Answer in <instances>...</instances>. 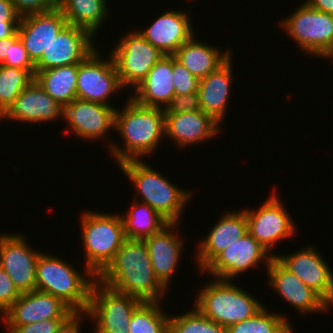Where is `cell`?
Instances as JSON below:
<instances>
[{
  "mask_svg": "<svg viewBox=\"0 0 333 333\" xmlns=\"http://www.w3.org/2000/svg\"><path fill=\"white\" fill-rule=\"evenodd\" d=\"M97 279L142 302H162L169 290L156 277L146 243L139 239H126Z\"/></svg>",
  "mask_w": 333,
  "mask_h": 333,
  "instance_id": "obj_1",
  "label": "cell"
},
{
  "mask_svg": "<svg viewBox=\"0 0 333 333\" xmlns=\"http://www.w3.org/2000/svg\"><path fill=\"white\" fill-rule=\"evenodd\" d=\"M124 108H116L115 129L123 140L122 147L110 141L108 151L117 164L128 160H142L157 152L165 137L164 109L144 106L130 97ZM121 109V110H120Z\"/></svg>",
  "mask_w": 333,
  "mask_h": 333,
  "instance_id": "obj_2",
  "label": "cell"
},
{
  "mask_svg": "<svg viewBox=\"0 0 333 333\" xmlns=\"http://www.w3.org/2000/svg\"><path fill=\"white\" fill-rule=\"evenodd\" d=\"M147 164L144 159L128 160L118 167L132 182L130 184L135 187L137 195L142 197V203L152 207L168 223H180L185 205L192 198V190L179 188Z\"/></svg>",
  "mask_w": 333,
  "mask_h": 333,
  "instance_id": "obj_3",
  "label": "cell"
},
{
  "mask_svg": "<svg viewBox=\"0 0 333 333\" xmlns=\"http://www.w3.org/2000/svg\"><path fill=\"white\" fill-rule=\"evenodd\" d=\"M57 255L41 253L37 260L36 290L60 298L74 312H86L97 278L87 267L81 272Z\"/></svg>",
  "mask_w": 333,
  "mask_h": 333,
  "instance_id": "obj_4",
  "label": "cell"
},
{
  "mask_svg": "<svg viewBox=\"0 0 333 333\" xmlns=\"http://www.w3.org/2000/svg\"><path fill=\"white\" fill-rule=\"evenodd\" d=\"M206 283L192 305L225 328L253 317L265 305L232 280L215 278Z\"/></svg>",
  "mask_w": 333,
  "mask_h": 333,
  "instance_id": "obj_5",
  "label": "cell"
},
{
  "mask_svg": "<svg viewBox=\"0 0 333 333\" xmlns=\"http://www.w3.org/2000/svg\"><path fill=\"white\" fill-rule=\"evenodd\" d=\"M80 217L85 266L97 277L126 240L121 214L83 211Z\"/></svg>",
  "mask_w": 333,
  "mask_h": 333,
  "instance_id": "obj_6",
  "label": "cell"
},
{
  "mask_svg": "<svg viewBox=\"0 0 333 333\" xmlns=\"http://www.w3.org/2000/svg\"><path fill=\"white\" fill-rule=\"evenodd\" d=\"M281 21L280 28L308 57L327 59L333 54V15L315 10L304 1Z\"/></svg>",
  "mask_w": 333,
  "mask_h": 333,
  "instance_id": "obj_7",
  "label": "cell"
},
{
  "mask_svg": "<svg viewBox=\"0 0 333 333\" xmlns=\"http://www.w3.org/2000/svg\"><path fill=\"white\" fill-rule=\"evenodd\" d=\"M141 303V300L119 292L96 278L86 311L89 320L96 325L93 333H129L132 314Z\"/></svg>",
  "mask_w": 333,
  "mask_h": 333,
  "instance_id": "obj_8",
  "label": "cell"
},
{
  "mask_svg": "<svg viewBox=\"0 0 333 333\" xmlns=\"http://www.w3.org/2000/svg\"><path fill=\"white\" fill-rule=\"evenodd\" d=\"M122 37L111 48L110 55L123 88L135 89L164 54L147 42L137 29Z\"/></svg>",
  "mask_w": 333,
  "mask_h": 333,
  "instance_id": "obj_9",
  "label": "cell"
},
{
  "mask_svg": "<svg viewBox=\"0 0 333 333\" xmlns=\"http://www.w3.org/2000/svg\"><path fill=\"white\" fill-rule=\"evenodd\" d=\"M257 209L245 210L248 232L273 256L277 244L293 237L296 224L276 191ZM278 196V197H277ZM273 249V250H272ZM273 253V254H272Z\"/></svg>",
  "mask_w": 333,
  "mask_h": 333,
  "instance_id": "obj_10",
  "label": "cell"
},
{
  "mask_svg": "<svg viewBox=\"0 0 333 333\" xmlns=\"http://www.w3.org/2000/svg\"><path fill=\"white\" fill-rule=\"evenodd\" d=\"M99 54L101 51L96 48L78 64L77 98L114 106L108 101L124 88L112 56L109 54L108 59H102L104 57Z\"/></svg>",
  "mask_w": 333,
  "mask_h": 333,
  "instance_id": "obj_11",
  "label": "cell"
},
{
  "mask_svg": "<svg viewBox=\"0 0 333 333\" xmlns=\"http://www.w3.org/2000/svg\"><path fill=\"white\" fill-rule=\"evenodd\" d=\"M273 256L249 233L221 251L202 271L214 279L236 280L248 269L261 267L265 271ZM260 264V265H259Z\"/></svg>",
  "mask_w": 333,
  "mask_h": 333,
  "instance_id": "obj_12",
  "label": "cell"
},
{
  "mask_svg": "<svg viewBox=\"0 0 333 333\" xmlns=\"http://www.w3.org/2000/svg\"><path fill=\"white\" fill-rule=\"evenodd\" d=\"M20 233L0 234V266L20 293L36 290L37 260L34 250Z\"/></svg>",
  "mask_w": 333,
  "mask_h": 333,
  "instance_id": "obj_13",
  "label": "cell"
},
{
  "mask_svg": "<svg viewBox=\"0 0 333 333\" xmlns=\"http://www.w3.org/2000/svg\"><path fill=\"white\" fill-rule=\"evenodd\" d=\"M315 246L308 245L289 255L275 258L306 286L318 293L331 307L333 306V271Z\"/></svg>",
  "mask_w": 333,
  "mask_h": 333,
  "instance_id": "obj_14",
  "label": "cell"
},
{
  "mask_svg": "<svg viewBox=\"0 0 333 333\" xmlns=\"http://www.w3.org/2000/svg\"><path fill=\"white\" fill-rule=\"evenodd\" d=\"M94 43L95 37L89 31L67 24L35 63V71L79 64L96 49Z\"/></svg>",
  "mask_w": 333,
  "mask_h": 333,
  "instance_id": "obj_15",
  "label": "cell"
},
{
  "mask_svg": "<svg viewBox=\"0 0 333 333\" xmlns=\"http://www.w3.org/2000/svg\"><path fill=\"white\" fill-rule=\"evenodd\" d=\"M115 106L75 98L63 107V120L69 131L84 141L100 140L115 129Z\"/></svg>",
  "mask_w": 333,
  "mask_h": 333,
  "instance_id": "obj_16",
  "label": "cell"
},
{
  "mask_svg": "<svg viewBox=\"0 0 333 333\" xmlns=\"http://www.w3.org/2000/svg\"><path fill=\"white\" fill-rule=\"evenodd\" d=\"M73 313L60 298L33 290L21 293L0 317L5 326H21L48 319H67Z\"/></svg>",
  "mask_w": 333,
  "mask_h": 333,
  "instance_id": "obj_17",
  "label": "cell"
},
{
  "mask_svg": "<svg viewBox=\"0 0 333 333\" xmlns=\"http://www.w3.org/2000/svg\"><path fill=\"white\" fill-rule=\"evenodd\" d=\"M268 284L290 307L303 315L328 312L330 305L273 257L266 269Z\"/></svg>",
  "mask_w": 333,
  "mask_h": 333,
  "instance_id": "obj_18",
  "label": "cell"
},
{
  "mask_svg": "<svg viewBox=\"0 0 333 333\" xmlns=\"http://www.w3.org/2000/svg\"><path fill=\"white\" fill-rule=\"evenodd\" d=\"M180 223H167L157 233L144 238L156 277L168 289L179 266L184 238L178 235ZM175 229V230H174Z\"/></svg>",
  "mask_w": 333,
  "mask_h": 333,
  "instance_id": "obj_19",
  "label": "cell"
},
{
  "mask_svg": "<svg viewBox=\"0 0 333 333\" xmlns=\"http://www.w3.org/2000/svg\"><path fill=\"white\" fill-rule=\"evenodd\" d=\"M60 117V118H59ZM63 119V107L33 80L15 99L0 120L45 123Z\"/></svg>",
  "mask_w": 333,
  "mask_h": 333,
  "instance_id": "obj_20",
  "label": "cell"
},
{
  "mask_svg": "<svg viewBox=\"0 0 333 333\" xmlns=\"http://www.w3.org/2000/svg\"><path fill=\"white\" fill-rule=\"evenodd\" d=\"M184 11H166L146 28L137 30L141 36L164 55L174 53L195 33L190 14Z\"/></svg>",
  "mask_w": 333,
  "mask_h": 333,
  "instance_id": "obj_21",
  "label": "cell"
},
{
  "mask_svg": "<svg viewBox=\"0 0 333 333\" xmlns=\"http://www.w3.org/2000/svg\"><path fill=\"white\" fill-rule=\"evenodd\" d=\"M248 232L245 210L230 211L221 214L219 221L197 244L195 262L202 271L221 251L242 238Z\"/></svg>",
  "mask_w": 333,
  "mask_h": 333,
  "instance_id": "obj_22",
  "label": "cell"
},
{
  "mask_svg": "<svg viewBox=\"0 0 333 333\" xmlns=\"http://www.w3.org/2000/svg\"><path fill=\"white\" fill-rule=\"evenodd\" d=\"M67 24L59 8L21 17L17 34L34 64Z\"/></svg>",
  "mask_w": 333,
  "mask_h": 333,
  "instance_id": "obj_23",
  "label": "cell"
},
{
  "mask_svg": "<svg viewBox=\"0 0 333 333\" xmlns=\"http://www.w3.org/2000/svg\"><path fill=\"white\" fill-rule=\"evenodd\" d=\"M165 138L183 149L208 141L221 132V125L201 110L164 114Z\"/></svg>",
  "mask_w": 333,
  "mask_h": 333,
  "instance_id": "obj_24",
  "label": "cell"
},
{
  "mask_svg": "<svg viewBox=\"0 0 333 333\" xmlns=\"http://www.w3.org/2000/svg\"><path fill=\"white\" fill-rule=\"evenodd\" d=\"M230 57L218 69L212 71L199 81L198 95L203 113L211 116L220 125L225 119L230 89H232L233 70Z\"/></svg>",
  "mask_w": 333,
  "mask_h": 333,
  "instance_id": "obj_25",
  "label": "cell"
},
{
  "mask_svg": "<svg viewBox=\"0 0 333 333\" xmlns=\"http://www.w3.org/2000/svg\"><path fill=\"white\" fill-rule=\"evenodd\" d=\"M172 81V55H164L135 88L131 98L144 106L165 109L175 95Z\"/></svg>",
  "mask_w": 333,
  "mask_h": 333,
  "instance_id": "obj_26",
  "label": "cell"
},
{
  "mask_svg": "<svg viewBox=\"0 0 333 333\" xmlns=\"http://www.w3.org/2000/svg\"><path fill=\"white\" fill-rule=\"evenodd\" d=\"M195 38L196 35H193L173 56L199 80L233 57L231 49L221 51L217 46H210Z\"/></svg>",
  "mask_w": 333,
  "mask_h": 333,
  "instance_id": "obj_27",
  "label": "cell"
},
{
  "mask_svg": "<svg viewBox=\"0 0 333 333\" xmlns=\"http://www.w3.org/2000/svg\"><path fill=\"white\" fill-rule=\"evenodd\" d=\"M107 0H58L67 23L89 31L94 37L110 13Z\"/></svg>",
  "mask_w": 333,
  "mask_h": 333,
  "instance_id": "obj_28",
  "label": "cell"
},
{
  "mask_svg": "<svg viewBox=\"0 0 333 333\" xmlns=\"http://www.w3.org/2000/svg\"><path fill=\"white\" fill-rule=\"evenodd\" d=\"M78 64L36 72V82L62 107L77 98Z\"/></svg>",
  "mask_w": 333,
  "mask_h": 333,
  "instance_id": "obj_29",
  "label": "cell"
},
{
  "mask_svg": "<svg viewBox=\"0 0 333 333\" xmlns=\"http://www.w3.org/2000/svg\"><path fill=\"white\" fill-rule=\"evenodd\" d=\"M133 199L128 211L121 214L126 239L143 240L157 233L168 223L148 204L142 203L135 197Z\"/></svg>",
  "mask_w": 333,
  "mask_h": 333,
  "instance_id": "obj_30",
  "label": "cell"
},
{
  "mask_svg": "<svg viewBox=\"0 0 333 333\" xmlns=\"http://www.w3.org/2000/svg\"><path fill=\"white\" fill-rule=\"evenodd\" d=\"M162 302H142L133 312L129 333H169V313Z\"/></svg>",
  "mask_w": 333,
  "mask_h": 333,
  "instance_id": "obj_31",
  "label": "cell"
},
{
  "mask_svg": "<svg viewBox=\"0 0 333 333\" xmlns=\"http://www.w3.org/2000/svg\"><path fill=\"white\" fill-rule=\"evenodd\" d=\"M33 80L28 70L0 65V117Z\"/></svg>",
  "mask_w": 333,
  "mask_h": 333,
  "instance_id": "obj_32",
  "label": "cell"
},
{
  "mask_svg": "<svg viewBox=\"0 0 333 333\" xmlns=\"http://www.w3.org/2000/svg\"><path fill=\"white\" fill-rule=\"evenodd\" d=\"M291 322L281 313H270L267 307L253 317L226 328V333H281Z\"/></svg>",
  "mask_w": 333,
  "mask_h": 333,
  "instance_id": "obj_33",
  "label": "cell"
},
{
  "mask_svg": "<svg viewBox=\"0 0 333 333\" xmlns=\"http://www.w3.org/2000/svg\"><path fill=\"white\" fill-rule=\"evenodd\" d=\"M169 333H226V328L208 319L193 305L184 314L169 316Z\"/></svg>",
  "mask_w": 333,
  "mask_h": 333,
  "instance_id": "obj_34",
  "label": "cell"
},
{
  "mask_svg": "<svg viewBox=\"0 0 333 333\" xmlns=\"http://www.w3.org/2000/svg\"><path fill=\"white\" fill-rule=\"evenodd\" d=\"M3 65L28 70L34 76L36 74L35 64L29 58L27 50L19 39L18 34L8 37V54Z\"/></svg>",
  "mask_w": 333,
  "mask_h": 333,
  "instance_id": "obj_35",
  "label": "cell"
},
{
  "mask_svg": "<svg viewBox=\"0 0 333 333\" xmlns=\"http://www.w3.org/2000/svg\"><path fill=\"white\" fill-rule=\"evenodd\" d=\"M172 73L175 95L196 93L199 88V79L172 55Z\"/></svg>",
  "mask_w": 333,
  "mask_h": 333,
  "instance_id": "obj_36",
  "label": "cell"
},
{
  "mask_svg": "<svg viewBox=\"0 0 333 333\" xmlns=\"http://www.w3.org/2000/svg\"><path fill=\"white\" fill-rule=\"evenodd\" d=\"M201 110L198 92L174 95L171 102L164 109V114H178Z\"/></svg>",
  "mask_w": 333,
  "mask_h": 333,
  "instance_id": "obj_37",
  "label": "cell"
},
{
  "mask_svg": "<svg viewBox=\"0 0 333 333\" xmlns=\"http://www.w3.org/2000/svg\"><path fill=\"white\" fill-rule=\"evenodd\" d=\"M66 319H48L21 326H4L6 333H55Z\"/></svg>",
  "mask_w": 333,
  "mask_h": 333,
  "instance_id": "obj_38",
  "label": "cell"
},
{
  "mask_svg": "<svg viewBox=\"0 0 333 333\" xmlns=\"http://www.w3.org/2000/svg\"><path fill=\"white\" fill-rule=\"evenodd\" d=\"M21 293L17 290L11 278L0 266V316L19 298Z\"/></svg>",
  "mask_w": 333,
  "mask_h": 333,
  "instance_id": "obj_39",
  "label": "cell"
},
{
  "mask_svg": "<svg viewBox=\"0 0 333 333\" xmlns=\"http://www.w3.org/2000/svg\"><path fill=\"white\" fill-rule=\"evenodd\" d=\"M17 13L23 17L58 8V0H11Z\"/></svg>",
  "mask_w": 333,
  "mask_h": 333,
  "instance_id": "obj_40",
  "label": "cell"
},
{
  "mask_svg": "<svg viewBox=\"0 0 333 333\" xmlns=\"http://www.w3.org/2000/svg\"><path fill=\"white\" fill-rule=\"evenodd\" d=\"M85 316L86 318L89 317L87 312H74L60 325L55 333H81V323H84Z\"/></svg>",
  "mask_w": 333,
  "mask_h": 333,
  "instance_id": "obj_41",
  "label": "cell"
},
{
  "mask_svg": "<svg viewBox=\"0 0 333 333\" xmlns=\"http://www.w3.org/2000/svg\"><path fill=\"white\" fill-rule=\"evenodd\" d=\"M20 19L11 0H0V22H20Z\"/></svg>",
  "mask_w": 333,
  "mask_h": 333,
  "instance_id": "obj_42",
  "label": "cell"
},
{
  "mask_svg": "<svg viewBox=\"0 0 333 333\" xmlns=\"http://www.w3.org/2000/svg\"><path fill=\"white\" fill-rule=\"evenodd\" d=\"M313 9L333 15V0H305Z\"/></svg>",
  "mask_w": 333,
  "mask_h": 333,
  "instance_id": "obj_43",
  "label": "cell"
},
{
  "mask_svg": "<svg viewBox=\"0 0 333 333\" xmlns=\"http://www.w3.org/2000/svg\"><path fill=\"white\" fill-rule=\"evenodd\" d=\"M19 22H0V39L17 34Z\"/></svg>",
  "mask_w": 333,
  "mask_h": 333,
  "instance_id": "obj_44",
  "label": "cell"
},
{
  "mask_svg": "<svg viewBox=\"0 0 333 333\" xmlns=\"http://www.w3.org/2000/svg\"><path fill=\"white\" fill-rule=\"evenodd\" d=\"M7 54H8V37L5 39H0V65H3Z\"/></svg>",
  "mask_w": 333,
  "mask_h": 333,
  "instance_id": "obj_45",
  "label": "cell"
},
{
  "mask_svg": "<svg viewBox=\"0 0 333 333\" xmlns=\"http://www.w3.org/2000/svg\"><path fill=\"white\" fill-rule=\"evenodd\" d=\"M281 333H294L292 323L289 324Z\"/></svg>",
  "mask_w": 333,
  "mask_h": 333,
  "instance_id": "obj_46",
  "label": "cell"
},
{
  "mask_svg": "<svg viewBox=\"0 0 333 333\" xmlns=\"http://www.w3.org/2000/svg\"><path fill=\"white\" fill-rule=\"evenodd\" d=\"M328 59L333 60V54Z\"/></svg>",
  "mask_w": 333,
  "mask_h": 333,
  "instance_id": "obj_47",
  "label": "cell"
}]
</instances>
